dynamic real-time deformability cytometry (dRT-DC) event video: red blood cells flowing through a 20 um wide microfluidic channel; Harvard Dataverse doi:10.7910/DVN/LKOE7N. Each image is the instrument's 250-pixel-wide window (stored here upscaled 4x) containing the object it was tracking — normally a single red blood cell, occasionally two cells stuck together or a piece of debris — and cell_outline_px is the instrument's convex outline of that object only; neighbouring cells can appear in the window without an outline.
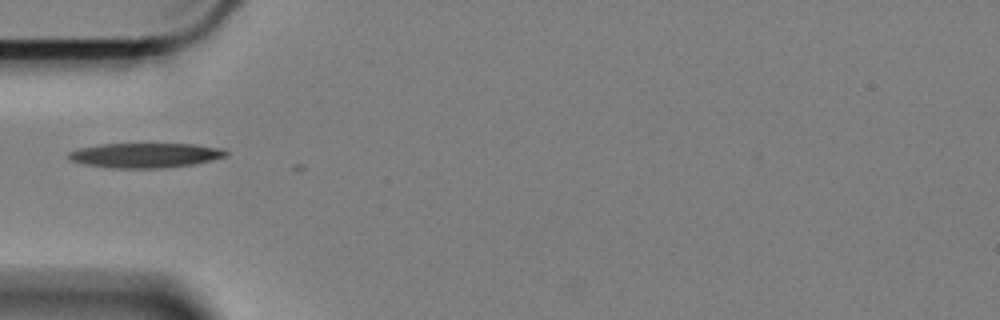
{"species": "Egyptian fruit bat (a non-hibernating species)", "species_latin": "Rousettus aegyptiacus", "temperature_condition": "cold", "stored_images_in_passage": 6, "camera_frame_rate_fps": 3000, "um_per_image_px": 0.085, "animal": {"sex": "female"}, "frame": {"image": 1, "passage_image": 1, "time_ms": 0.0, "image_size_px": [1000, 320], "cell_outline_px": [[228, 156], [212, 160], [192, 164], [160, 168], [108, 168], [84, 164], [68, 160], [68, 152], [80, 148], [100, 144], [196, 144], [224, 148], [228, 152]], "centroid_in_image_um": [12.35, 13.2], "position_along_channel_um": 72.6, "area_um2": 22.83}}
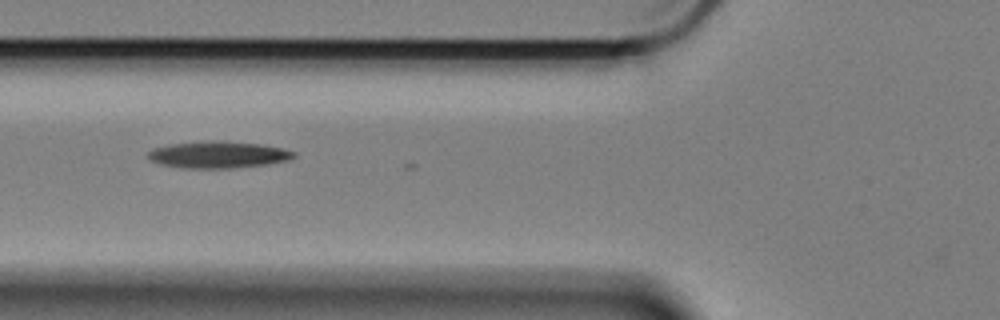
{"frame": {"image": 2, "passage_image": 4, "time_ms": 1.0, "image_size_px": [1000, 320], "cell_outline_px": [[296, 156], [288, 160], [268, 164], [228, 168], [180, 168], [160, 164], [148, 160], [148, 152], [152, 148], [172, 144], [208, 140], [224, 140], [264, 144], [284, 148], [296, 152]], "centroid_in_image_um": [18.56, 13.13], "position_along_channel_um": 107.2, "area_um2": 23.12}}